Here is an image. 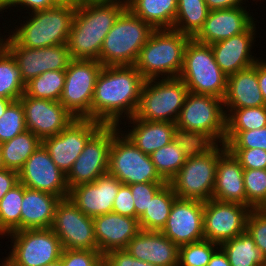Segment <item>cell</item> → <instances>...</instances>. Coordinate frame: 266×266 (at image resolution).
Returning a JSON list of instances; mask_svg holds the SVG:
<instances>
[{"label": "cell", "mask_w": 266, "mask_h": 266, "mask_svg": "<svg viewBox=\"0 0 266 266\" xmlns=\"http://www.w3.org/2000/svg\"><path fill=\"white\" fill-rule=\"evenodd\" d=\"M251 209L240 203L210 199L204 202V240L218 244L246 231Z\"/></svg>", "instance_id": "cell-16"}, {"label": "cell", "mask_w": 266, "mask_h": 266, "mask_svg": "<svg viewBox=\"0 0 266 266\" xmlns=\"http://www.w3.org/2000/svg\"><path fill=\"white\" fill-rule=\"evenodd\" d=\"M20 69L13 55L4 47L0 48V97L17 101L25 92Z\"/></svg>", "instance_id": "cell-36"}, {"label": "cell", "mask_w": 266, "mask_h": 266, "mask_svg": "<svg viewBox=\"0 0 266 266\" xmlns=\"http://www.w3.org/2000/svg\"><path fill=\"white\" fill-rule=\"evenodd\" d=\"M0 14H3V13H0ZM2 34L0 33V48L3 46V43H4V35H2Z\"/></svg>", "instance_id": "cell-59"}, {"label": "cell", "mask_w": 266, "mask_h": 266, "mask_svg": "<svg viewBox=\"0 0 266 266\" xmlns=\"http://www.w3.org/2000/svg\"><path fill=\"white\" fill-rule=\"evenodd\" d=\"M26 129L41 141L57 135L76 119L59 101L27 96L20 97Z\"/></svg>", "instance_id": "cell-19"}, {"label": "cell", "mask_w": 266, "mask_h": 266, "mask_svg": "<svg viewBox=\"0 0 266 266\" xmlns=\"http://www.w3.org/2000/svg\"><path fill=\"white\" fill-rule=\"evenodd\" d=\"M145 79L133 66H103L95 83L91 119L119 125L135 115Z\"/></svg>", "instance_id": "cell-1"}, {"label": "cell", "mask_w": 266, "mask_h": 266, "mask_svg": "<svg viewBox=\"0 0 266 266\" xmlns=\"http://www.w3.org/2000/svg\"><path fill=\"white\" fill-rule=\"evenodd\" d=\"M24 185L20 182L9 190L0 201V238L21 230V207Z\"/></svg>", "instance_id": "cell-37"}, {"label": "cell", "mask_w": 266, "mask_h": 266, "mask_svg": "<svg viewBox=\"0 0 266 266\" xmlns=\"http://www.w3.org/2000/svg\"><path fill=\"white\" fill-rule=\"evenodd\" d=\"M127 8L154 30L173 29L177 0H132Z\"/></svg>", "instance_id": "cell-31"}, {"label": "cell", "mask_w": 266, "mask_h": 266, "mask_svg": "<svg viewBox=\"0 0 266 266\" xmlns=\"http://www.w3.org/2000/svg\"><path fill=\"white\" fill-rule=\"evenodd\" d=\"M247 7L209 11L202 29L194 39L211 45L245 32L255 22L254 20H257Z\"/></svg>", "instance_id": "cell-23"}, {"label": "cell", "mask_w": 266, "mask_h": 266, "mask_svg": "<svg viewBox=\"0 0 266 266\" xmlns=\"http://www.w3.org/2000/svg\"><path fill=\"white\" fill-rule=\"evenodd\" d=\"M190 39L173 29L154 30L141 48L134 66L145 80L177 78Z\"/></svg>", "instance_id": "cell-5"}, {"label": "cell", "mask_w": 266, "mask_h": 266, "mask_svg": "<svg viewBox=\"0 0 266 266\" xmlns=\"http://www.w3.org/2000/svg\"><path fill=\"white\" fill-rule=\"evenodd\" d=\"M41 144L42 141L29 130L1 143L4 168L19 172L26 160Z\"/></svg>", "instance_id": "cell-32"}, {"label": "cell", "mask_w": 266, "mask_h": 266, "mask_svg": "<svg viewBox=\"0 0 266 266\" xmlns=\"http://www.w3.org/2000/svg\"><path fill=\"white\" fill-rule=\"evenodd\" d=\"M61 199L53 194L24 186L21 207V230L48 229L54 219L55 208Z\"/></svg>", "instance_id": "cell-29"}, {"label": "cell", "mask_w": 266, "mask_h": 266, "mask_svg": "<svg viewBox=\"0 0 266 266\" xmlns=\"http://www.w3.org/2000/svg\"><path fill=\"white\" fill-rule=\"evenodd\" d=\"M243 169H266V151L260 148H227Z\"/></svg>", "instance_id": "cell-47"}, {"label": "cell", "mask_w": 266, "mask_h": 266, "mask_svg": "<svg viewBox=\"0 0 266 266\" xmlns=\"http://www.w3.org/2000/svg\"><path fill=\"white\" fill-rule=\"evenodd\" d=\"M246 1L249 2L248 0H205V3L209 11H213L219 9L241 7L247 4ZM253 1L258 2V0H253Z\"/></svg>", "instance_id": "cell-52"}, {"label": "cell", "mask_w": 266, "mask_h": 266, "mask_svg": "<svg viewBox=\"0 0 266 266\" xmlns=\"http://www.w3.org/2000/svg\"><path fill=\"white\" fill-rule=\"evenodd\" d=\"M75 12L76 0H63L53 8L29 12L30 17H22L23 22L20 20V23L11 26L15 29H9L6 36L25 48L66 44Z\"/></svg>", "instance_id": "cell-3"}, {"label": "cell", "mask_w": 266, "mask_h": 266, "mask_svg": "<svg viewBox=\"0 0 266 266\" xmlns=\"http://www.w3.org/2000/svg\"><path fill=\"white\" fill-rule=\"evenodd\" d=\"M8 1L9 0H0V13H2V12L4 13V9H5Z\"/></svg>", "instance_id": "cell-56"}, {"label": "cell", "mask_w": 266, "mask_h": 266, "mask_svg": "<svg viewBox=\"0 0 266 266\" xmlns=\"http://www.w3.org/2000/svg\"><path fill=\"white\" fill-rule=\"evenodd\" d=\"M3 46L13 55L25 83L47 71L66 70L72 60L67 43L25 48L5 35Z\"/></svg>", "instance_id": "cell-17"}, {"label": "cell", "mask_w": 266, "mask_h": 266, "mask_svg": "<svg viewBox=\"0 0 266 266\" xmlns=\"http://www.w3.org/2000/svg\"><path fill=\"white\" fill-rule=\"evenodd\" d=\"M10 251L4 257L9 266H44L60 260L63 247L50 229H25L6 235ZM10 238V239H9Z\"/></svg>", "instance_id": "cell-10"}, {"label": "cell", "mask_w": 266, "mask_h": 266, "mask_svg": "<svg viewBox=\"0 0 266 266\" xmlns=\"http://www.w3.org/2000/svg\"><path fill=\"white\" fill-rule=\"evenodd\" d=\"M103 266H156L138 260L131 256L125 249L113 250L103 255Z\"/></svg>", "instance_id": "cell-49"}, {"label": "cell", "mask_w": 266, "mask_h": 266, "mask_svg": "<svg viewBox=\"0 0 266 266\" xmlns=\"http://www.w3.org/2000/svg\"><path fill=\"white\" fill-rule=\"evenodd\" d=\"M50 229L63 249L97 250L93 217L83 214L69 198L57 203Z\"/></svg>", "instance_id": "cell-14"}, {"label": "cell", "mask_w": 266, "mask_h": 266, "mask_svg": "<svg viewBox=\"0 0 266 266\" xmlns=\"http://www.w3.org/2000/svg\"><path fill=\"white\" fill-rule=\"evenodd\" d=\"M18 177L27 188L47 192L60 199L69 197L66 174L52 161L42 144L26 160Z\"/></svg>", "instance_id": "cell-18"}, {"label": "cell", "mask_w": 266, "mask_h": 266, "mask_svg": "<svg viewBox=\"0 0 266 266\" xmlns=\"http://www.w3.org/2000/svg\"><path fill=\"white\" fill-rule=\"evenodd\" d=\"M26 130L23 106L19 100L13 101L0 117V144Z\"/></svg>", "instance_id": "cell-42"}, {"label": "cell", "mask_w": 266, "mask_h": 266, "mask_svg": "<svg viewBox=\"0 0 266 266\" xmlns=\"http://www.w3.org/2000/svg\"><path fill=\"white\" fill-rule=\"evenodd\" d=\"M126 8L123 0H76L67 42L71 58L99 61L104 38Z\"/></svg>", "instance_id": "cell-2"}, {"label": "cell", "mask_w": 266, "mask_h": 266, "mask_svg": "<svg viewBox=\"0 0 266 266\" xmlns=\"http://www.w3.org/2000/svg\"><path fill=\"white\" fill-rule=\"evenodd\" d=\"M220 244L209 240L179 246L178 266H207Z\"/></svg>", "instance_id": "cell-40"}, {"label": "cell", "mask_w": 266, "mask_h": 266, "mask_svg": "<svg viewBox=\"0 0 266 266\" xmlns=\"http://www.w3.org/2000/svg\"><path fill=\"white\" fill-rule=\"evenodd\" d=\"M224 111L226 131H248L266 127V105Z\"/></svg>", "instance_id": "cell-39"}, {"label": "cell", "mask_w": 266, "mask_h": 266, "mask_svg": "<svg viewBox=\"0 0 266 266\" xmlns=\"http://www.w3.org/2000/svg\"><path fill=\"white\" fill-rule=\"evenodd\" d=\"M13 102V100L0 97V117L4 114L7 107Z\"/></svg>", "instance_id": "cell-55"}, {"label": "cell", "mask_w": 266, "mask_h": 266, "mask_svg": "<svg viewBox=\"0 0 266 266\" xmlns=\"http://www.w3.org/2000/svg\"><path fill=\"white\" fill-rule=\"evenodd\" d=\"M44 266H62V263H61V261L59 260V261H57V262H55V263H52V264H49V265H44Z\"/></svg>", "instance_id": "cell-58"}, {"label": "cell", "mask_w": 266, "mask_h": 266, "mask_svg": "<svg viewBox=\"0 0 266 266\" xmlns=\"http://www.w3.org/2000/svg\"><path fill=\"white\" fill-rule=\"evenodd\" d=\"M154 29L126 8L104 38L99 62L103 66H133Z\"/></svg>", "instance_id": "cell-7"}, {"label": "cell", "mask_w": 266, "mask_h": 266, "mask_svg": "<svg viewBox=\"0 0 266 266\" xmlns=\"http://www.w3.org/2000/svg\"><path fill=\"white\" fill-rule=\"evenodd\" d=\"M119 131L118 125H103L88 140L66 175L69 190L79 184L94 182L108 173L111 142Z\"/></svg>", "instance_id": "cell-13"}, {"label": "cell", "mask_w": 266, "mask_h": 266, "mask_svg": "<svg viewBox=\"0 0 266 266\" xmlns=\"http://www.w3.org/2000/svg\"><path fill=\"white\" fill-rule=\"evenodd\" d=\"M0 266H9L4 260H1Z\"/></svg>", "instance_id": "cell-61"}, {"label": "cell", "mask_w": 266, "mask_h": 266, "mask_svg": "<svg viewBox=\"0 0 266 266\" xmlns=\"http://www.w3.org/2000/svg\"><path fill=\"white\" fill-rule=\"evenodd\" d=\"M132 0H123V2L128 5Z\"/></svg>", "instance_id": "cell-62"}, {"label": "cell", "mask_w": 266, "mask_h": 266, "mask_svg": "<svg viewBox=\"0 0 266 266\" xmlns=\"http://www.w3.org/2000/svg\"><path fill=\"white\" fill-rule=\"evenodd\" d=\"M112 212L135 218V204L129 185L122 184L120 186Z\"/></svg>", "instance_id": "cell-48"}, {"label": "cell", "mask_w": 266, "mask_h": 266, "mask_svg": "<svg viewBox=\"0 0 266 266\" xmlns=\"http://www.w3.org/2000/svg\"><path fill=\"white\" fill-rule=\"evenodd\" d=\"M224 109H241L265 106L257 79V62L228 76Z\"/></svg>", "instance_id": "cell-28"}, {"label": "cell", "mask_w": 266, "mask_h": 266, "mask_svg": "<svg viewBox=\"0 0 266 266\" xmlns=\"http://www.w3.org/2000/svg\"><path fill=\"white\" fill-rule=\"evenodd\" d=\"M61 1L63 0H9L6 7H5V12H8L6 9H13L12 7L18 9V8H24L28 11L27 13L38 11V10H45V9H50L55 6H57ZM11 7V8H10Z\"/></svg>", "instance_id": "cell-50"}, {"label": "cell", "mask_w": 266, "mask_h": 266, "mask_svg": "<svg viewBox=\"0 0 266 266\" xmlns=\"http://www.w3.org/2000/svg\"><path fill=\"white\" fill-rule=\"evenodd\" d=\"M108 173L125 185L165 182L150 155L143 153L121 131L111 142Z\"/></svg>", "instance_id": "cell-11"}, {"label": "cell", "mask_w": 266, "mask_h": 266, "mask_svg": "<svg viewBox=\"0 0 266 266\" xmlns=\"http://www.w3.org/2000/svg\"><path fill=\"white\" fill-rule=\"evenodd\" d=\"M208 13L205 0H177L173 30L194 38L202 29Z\"/></svg>", "instance_id": "cell-35"}, {"label": "cell", "mask_w": 266, "mask_h": 266, "mask_svg": "<svg viewBox=\"0 0 266 266\" xmlns=\"http://www.w3.org/2000/svg\"><path fill=\"white\" fill-rule=\"evenodd\" d=\"M256 22L243 33L211 44L215 61L226 76L254 65L259 59L251 51L256 42Z\"/></svg>", "instance_id": "cell-22"}, {"label": "cell", "mask_w": 266, "mask_h": 266, "mask_svg": "<svg viewBox=\"0 0 266 266\" xmlns=\"http://www.w3.org/2000/svg\"><path fill=\"white\" fill-rule=\"evenodd\" d=\"M125 250L134 258L156 266H178L179 246L161 231L140 230Z\"/></svg>", "instance_id": "cell-25"}, {"label": "cell", "mask_w": 266, "mask_h": 266, "mask_svg": "<svg viewBox=\"0 0 266 266\" xmlns=\"http://www.w3.org/2000/svg\"><path fill=\"white\" fill-rule=\"evenodd\" d=\"M258 209L266 215V201Z\"/></svg>", "instance_id": "cell-57"}, {"label": "cell", "mask_w": 266, "mask_h": 266, "mask_svg": "<svg viewBox=\"0 0 266 266\" xmlns=\"http://www.w3.org/2000/svg\"><path fill=\"white\" fill-rule=\"evenodd\" d=\"M188 93L179 77L145 80L134 117L176 123Z\"/></svg>", "instance_id": "cell-9"}, {"label": "cell", "mask_w": 266, "mask_h": 266, "mask_svg": "<svg viewBox=\"0 0 266 266\" xmlns=\"http://www.w3.org/2000/svg\"><path fill=\"white\" fill-rule=\"evenodd\" d=\"M243 183L247 206L258 209L266 201V169H244Z\"/></svg>", "instance_id": "cell-41"}, {"label": "cell", "mask_w": 266, "mask_h": 266, "mask_svg": "<svg viewBox=\"0 0 266 266\" xmlns=\"http://www.w3.org/2000/svg\"><path fill=\"white\" fill-rule=\"evenodd\" d=\"M4 168L1 154V146H0V169Z\"/></svg>", "instance_id": "cell-60"}, {"label": "cell", "mask_w": 266, "mask_h": 266, "mask_svg": "<svg viewBox=\"0 0 266 266\" xmlns=\"http://www.w3.org/2000/svg\"><path fill=\"white\" fill-rule=\"evenodd\" d=\"M97 250L102 255L125 249L141 230L138 219L110 212L93 218Z\"/></svg>", "instance_id": "cell-24"}, {"label": "cell", "mask_w": 266, "mask_h": 266, "mask_svg": "<svg viewBox=\"0 0 266 266\" xmlns=\"http://www.w3.org/2000/svg\"><path fill=\"white\" fill-rule=\"evenodd\" d=\"M257 79L266 104V61L261 58L257 61Z\"/></svg>", "instance_id": "cell-53"}, {"label": "cell", "mask_w": 266, "mask_h": 266, "mask_svg": "<svg viewBox=\"0 0 266 266\" xmlns=\"http://www.w3.org/2000/svg\"><path fill=\"white\" fill-rule=\"evenodd\" d=\"M62 266H103V255L99 250L63 249Z\"/></svg>", "instance_id": "cell-46"}, {"label": "cell", "mask_w": 266, "mask_h": 266, "mask_svg": "<svg viewBox=\"0 0 266 266\" xmlns=\"http://www.w3.org/2000/svg\"><path fill=\"white\" fill-rule=\"evenodd\" d=\"M226 148H260L266 151V127L248 131H226Z\"/></svg>", "instance_id": "cell-43"}, {"label": "cell", "mask_w": 266, "mask_h": 266, "mask_svg": "<svg viewBox=\"0 0 266 266\" xmlns=\"http://www.w3.org/2000/svg\"><path fill=\"white\" fill-rule=\"evenodd\" d=\"M128 120V121H127ZM129 123H127V122ZM119 123V130L143 153L150 155L154 151L169 144L176 139L179 134L176 123L163 121H145L134 116ZM128 124L130 127L122 130L121 124ZM130 124V126H129ZM133 124V125H132ZM127 130V131H126ZM126 132V133H125Z\"/></svg>", "instance_id": "cell-27"}, {"label": "cell", "mask_w": 266, "mask_h": 266, "mask_svg": "<svg viewBox=\"0 0 266 266\" xmlns=\"http://www.w3.org/2000/svg\"><path fill=\"white\" fill-rule=\"evenodd\" d=\"M65 84V70L42 73L26 83L25 94L30 97L59 101Z\"/></svg>", "instance_id": "cell-38"}, {"label": "cell", "mask_w": 266, "mask_h": 266, "mask_svg": "<svg viewBox=\"0 0 266 266\" xmlns=\"http://www.w3.org/2000/svg\"><path fill=\"white\" fill-rule=\"evenodd\" d=\"M243 167L225 144H218V162L213 199L247 206Z\"/></svg>", "instance_id": "cell-26"}, {"label": "cell", "mask_w": 266, "mask_h": 266, "mask_svg": "<svg viewBox=\"0 0 266 266\" xmlns=\"http://www.w3.org/2000/svg\"><path fill=\"white\" fill-rule=\"evenodd\" d=\"M207 266H231L226 253L219 247L211 257Z\"/></svg>", "instance_id": "cell-54"}, {"label": "cell", "mask_w": 266, "mask_h": 266, "mask_svg": "<svg viewBox=\"0 0 266 266\" xmlns=\"http://www.w3.org/2000/svg\"><path fill=\"white\" fill-rule=\"evenodd\" d=\"M178 134L198 144H224L226 115L223 99L189 92L176 121Z\"/></svg>", "instance_id": "cell-4"}, {"label": "cell", "mask_w": 266, "mask_h": 266, "mask_svg": "<svg viewBox=\"0 0 266 266\" xmlns=\"http://www.w3.org/2000/svg\"><path fill=\"white\" fill-rule=\"evenodd\" d=\"M177 195L166 183L152 198L145 213L138 219L141 230L161 231L165 226Z\"/></svg>", "instance_id": "cell-33"}, {"label": "cell", "mask_w": 266, "mask_h": 266, "mask_svg": "<svg viewBox=\"0 0 266 266\" xmlns=\"http://www.w3.org/2000/svg\"><path fill=\"white\" fill-rule=\"evenodd\" d=\"M103 126L92 119H74L57 135L42 140L52 161L68 174L88 140Z\"/></svg>", "instance_id": "cell-15"}, {"label": "cell", "mask_w": 266, "mask_h": 266, "mask_svg": "<svg viewBox=\"0 0 266 266\" xmlns=\"http://www.w3.org/2000/svg\"><path fill=\"white\" fill-rule=\"evenodd\" d=\"M18 183V172L6 168L0 169V201Z\"/></svg>", "instance_id": "cell-51"}, {"label": "cell", "mask_w": 266, "mask_h": 266, "mask_svg": "<svg viewBox=\"0 0 266 266\" xmlns=\"http://www.w3.org/2000/svg\"><path fill=\"white\" fill-rule=\"evenodd\" d=\"M122 183L106 173L94 182L74 186L69 191V199L89 217L112 212L113 203Z\"/></svg>", "instance_id": "cell-21"}, {"label": "cell", "mask_w": 266, "mask_h": 266, "mask_svg": "<svg viewBox=\"0 0 266 266\" xmlns=\"http://www.w3.org/2000/svg\"><path fill=\"white\" fill-rule=\"evenodd\" d=\"M102 67L97 60L72 59L65 70V84L59 102L76 119H91L95 83Z\"/></svg>", "instance_id": "cell-12"}, {"label": "cell", "mask_w": 266, "mask_h": 266, "mask_svg": "<svg viewBox=\"0 0 266 266\" xmlns=\"http://www.w3.org/2000/svg\"><path fill=\"white\" fill-rule=\"evenodd\" d=\"M246 231L266 259V215L259 209H252L247 217Z\"/></svg>", "instance_id": "cell-45"}, {"label": "cell", "mask_w": 266, "mask_h": 266, "mask_svg": "<svg viewBox=\"0 0 266 266\" xmlns=\"http://www.w3.org/2000/svg\"><path fill=\"white\" fill-rule=\"evenodd\" d=\"M179 78L191 93L212 95L220 99L225 96L228 76L216 63L211 46L197 42L194 38L186 45Z\"/></svg>", "instance_id": "cell-8"}, {"label": "cell", "mask_w": 266, "mask_h": 266, "mask_svg": "<svg viewBox=\"0 0 266 266\" xmlns=\"http://www.w3.org/2000/svg\"><path fill=\"white\" fill-rule=\"evenodd\" d=\"M231 266H265V257L253 238L245 231L220 244Z\"/></svg>", "instance_id": "cell-34"}, {"label": "cell", "mask_w": 266, "mask_h": 266, "mask_svg": "<svg viewBox=\"0 0 266 266\" xmlns=\"http://www.w3.org/2000/svg\"><path fill=\"white\" fill-rule=\"evenodd\" d=\"M166 182H145L131 184L130 189L135 204V218L139 219L147 210L148 204L154 195Z\"/></svg>", "instance_id": "cell-44"}, {"label": "cell", "mask_w": 266, "mask_h": 266, "mask_svg": "<svg viewBox=\"0 0 266 266\" xmlns=\"http://www.w3.org/2000/svg\"><path fill=\"white\" fill-rule=\"evenodd\" d=\"M218 144H198L169 181L177 198L206 202L213 198Z\"/></svg>", "instance_id": "cell-6"}, {"label": "cell", "mask_w": 266, "mask_h": 266, "mask_svg": "<svg viewBox=\"0 0 266 266\" xmlns=\"http://www.w3.org/2000/svg\"><path fill=\"white\" fill-rule=\"evenodd\" d=\"M197 145L198 143L194 139L179 135L169 144L150 154L152 163L166 183H169L178 173L188 155Z\"/></svg>", "instance_id": "cell-30"}, {"label": "cell", "mask_w": 266, "mask_h": 266, "mask_svg": "<svg viewBox=\"0 0 266 266\" xmlns=\"http://www.w3.org/2000/svg\"><path fill=\"white\" fill-rule=\"evenodd\" d=\"M204 202L176 198L161 232L182 246L204 240Z\"/></svg>", "instance_id": "cell-20"}]
</instances>
